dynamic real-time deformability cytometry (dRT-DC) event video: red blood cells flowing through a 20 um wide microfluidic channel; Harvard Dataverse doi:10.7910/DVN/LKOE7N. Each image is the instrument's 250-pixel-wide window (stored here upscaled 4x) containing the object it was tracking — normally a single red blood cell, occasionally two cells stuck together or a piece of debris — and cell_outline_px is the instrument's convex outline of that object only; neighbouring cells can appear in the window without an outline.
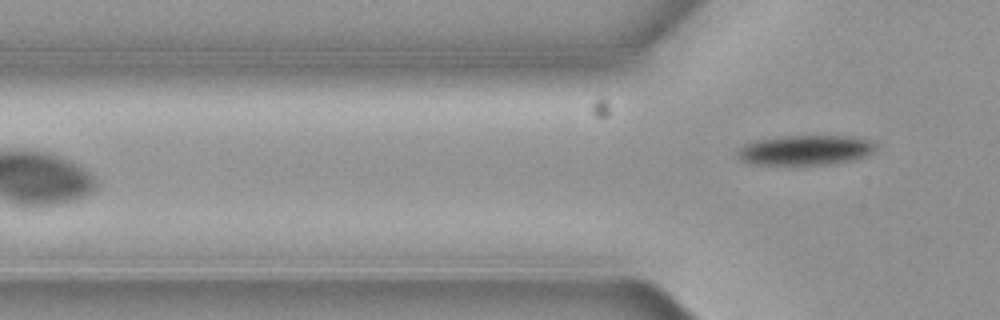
{"species": "common noctule bat (a hibernating species)", "species_latin": "Nyctalus noctula", "temperature_condition": "cold", "stored_images_in_passage": 5, "camera_frame_rate_fps": 3000, "um_per_image_px": 0.085, "animal": {"sex": "female", "body_mass_g": 19.3, "forearm_length_mm": 54.1}, "frame": {"image": 1, "passage_image": 5, "time_ms": 1.333, "image_size_px": [1000, 320], "cell_outline_px": [[876, 148], [872, 152], [864, 156], [852, 160], [828, 164], [748, 164], [740, 160], [736, 156], [736, 148], [744, 144], [756, 140], [780, 136], [856, 136], [872, 140], [876, 144]], "centroid_in_image_um": [68.41, 12.75], "position_along_channel_um": 57.4, "area_um2": 24.33}}